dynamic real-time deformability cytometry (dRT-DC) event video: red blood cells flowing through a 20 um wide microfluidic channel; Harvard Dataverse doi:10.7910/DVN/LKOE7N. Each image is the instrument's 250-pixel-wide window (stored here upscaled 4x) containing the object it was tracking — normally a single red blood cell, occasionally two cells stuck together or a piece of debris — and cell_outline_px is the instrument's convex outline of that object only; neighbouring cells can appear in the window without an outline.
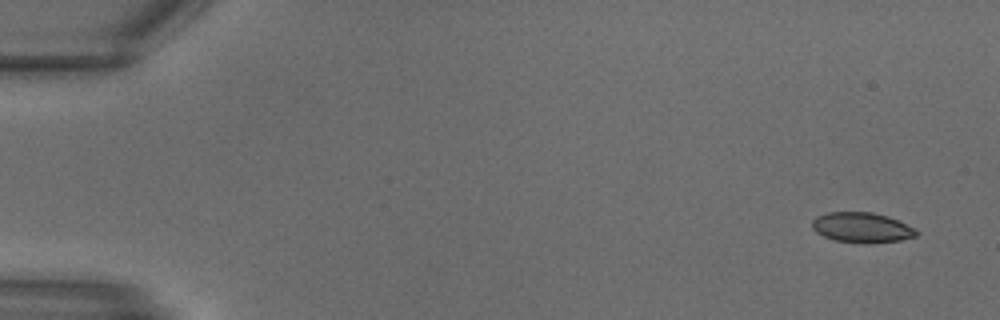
{"species": "common noctule bat (a hibernating species)", "species_latin": "Nyctalus noctula", "temperature_condition": "warm", "stored_images_in_passage": 23, "camera_frame_rate_fps": 3000, "um_per_image_px": 0.085, "animal": {"sex": "male", "body_mass_g": 18.8}, "frame": {"image": 1, "passage_image": 1, "time_ms": 0.0, "image_size_px": [1000, 320], "cell_outline_px": [[920, 232], [916, 236], [900, 240], [868, 244], [864, 244], [836, 240], [824, 236], [816, 232], [812, 228], [812, 220], [816, 216], [828, 212], [872, 212], [888, 216]], "centroid_in_image_um": [73.23, 19.34], "position_along_channel_um": 11.8, "area_um2": 18.26}}
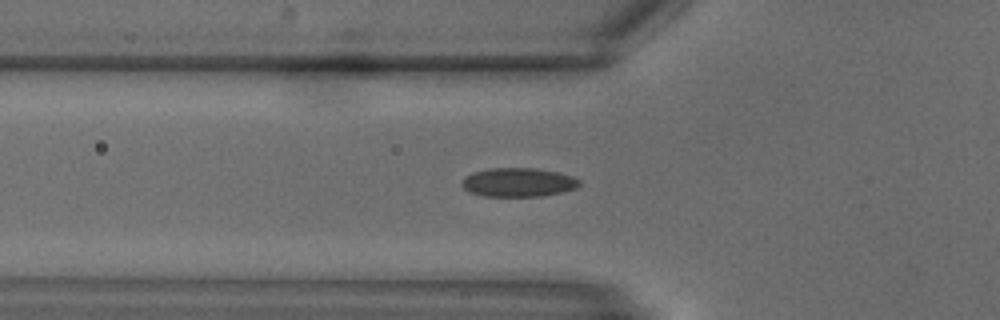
{"frame": {"image": 2, "passage_image": 10, "time_ms": 3.0, "image_size_px": [1000, 320], "cell_outline_px": [[580, 184], [576, 188], [544, 196], [484, 196], [468, 192], [460, 184], [460, 180], [464, 176], [472, 172], [488, 168], [536, 168], [560, 172], [572, 176], [580, 180]], "centroid_in_image_um": [44.01, 15.49], "position_along_channel_um": 81.8, "area_um2": 20.06}}
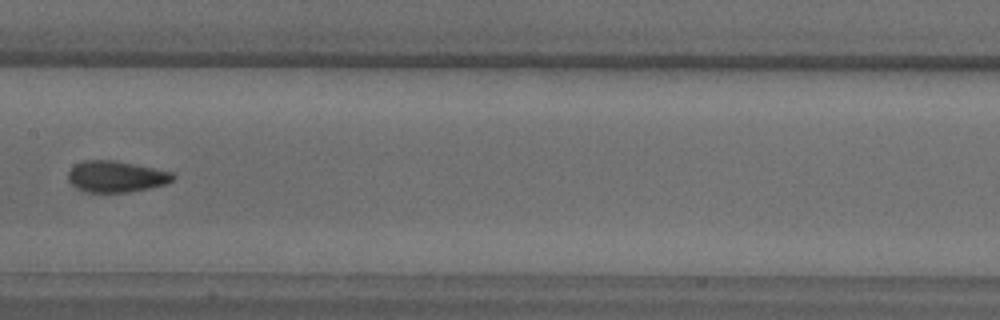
{"frame": {"image": 3, "passage_image": 15, "time_ms": 4.667, "image_size_px": [1000, 320], "cell_outline_px": [[176, 176], [172, 180], [164, 184], [148, 188], [128, 192], [84, 192], [76, 188], [68, 180], [68, 172], [76, 164], [84, 160], [116, 160], [136, 164], [172, 172]], "centroid_in_image_um": [9.85, 15.0], "position_along_channel_um": 197.6, "area_um2": 19.07}}